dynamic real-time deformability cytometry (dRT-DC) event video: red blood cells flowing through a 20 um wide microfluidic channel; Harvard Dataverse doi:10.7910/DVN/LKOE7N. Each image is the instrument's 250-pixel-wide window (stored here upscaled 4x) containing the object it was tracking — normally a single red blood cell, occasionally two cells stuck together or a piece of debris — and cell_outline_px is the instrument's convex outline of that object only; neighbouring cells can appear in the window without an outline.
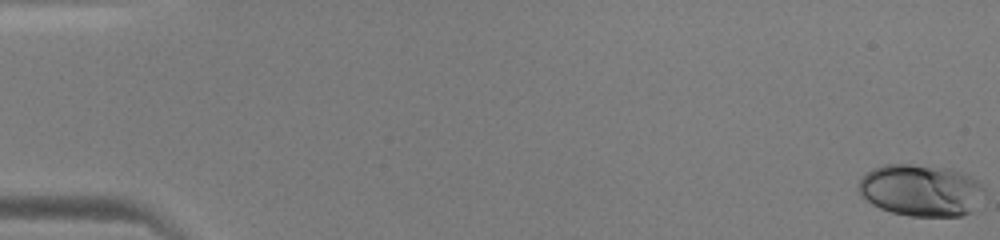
{"species": "human", "species_latin": "Homo sapiens", "temperature_condition": "warm", "stored_images_in_passage": 49, "camera_frame_rate_fps": 3000, "um_per_image_px": 0.085, "donor": {"sex": "male"}, "frame": {"image": 1, "passage_image": 1, "time_ms": 0.0, "image_size_px": [1000, 240], "cell_outline_px": [[984, 192], [972, 212], [960, 216], [908, 216], [892, 212], [880, 208], [872, 204], [860, 196], [856, 188], [860, 176], [872, 168], [884, 164], [912, 164], [948, 168], [972, 176], [984, 188]], "centroid_in_image_um": [78.22, 16.17], "position_along_channel_um": 6.8, "area_um2": 38.44}}
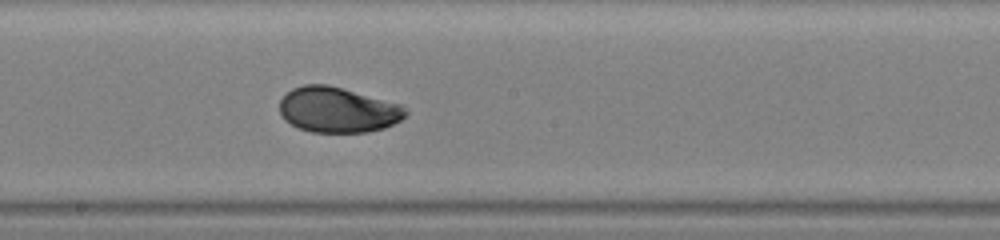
{"frame": {"image": 2, "passage_image": 28, "time_ms": 9.0, "image_size_px": [1000, 240], "cell_outline_px": [[408, 112], [400, 120], [384, 128], [368, 132], [312, 132], [296, 128], [284, 120], [280, 112], [280, 100], [292, 88], [304, 84], [328, 84], [400, 104]], "centroid_in_image_um": [28.67, 9.34], "position_along_channel_um": 219.5, "area_um2": 33.29}}
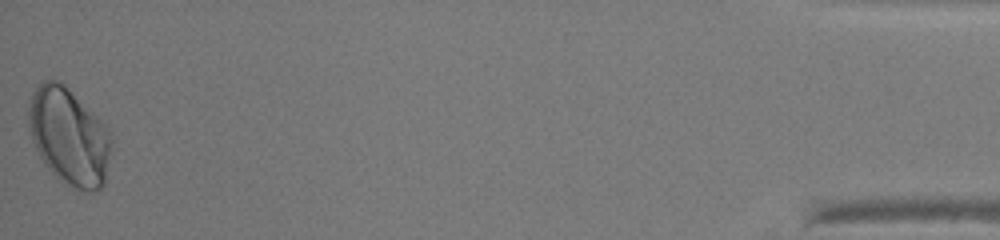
{"frame": {"image": 3, "passage_image": 49, "time_ms": 16.0, "image_size_px": [1000, 240], "cell_outline_px": [[112, 144], [104, 184], [100, 188], [92, 192], [88, 192], [76, 188], [60, 180], [52, 172], [40, 156], [32, 140], [28, 124], [28, 104], [32, 92], [44, 80], [60, 80], [108, 128], [112, 140]], "centroid_in_image_um": [5.86, 11.59], "position_along_channel_um": 429.3, "area_um2": 46.41}}